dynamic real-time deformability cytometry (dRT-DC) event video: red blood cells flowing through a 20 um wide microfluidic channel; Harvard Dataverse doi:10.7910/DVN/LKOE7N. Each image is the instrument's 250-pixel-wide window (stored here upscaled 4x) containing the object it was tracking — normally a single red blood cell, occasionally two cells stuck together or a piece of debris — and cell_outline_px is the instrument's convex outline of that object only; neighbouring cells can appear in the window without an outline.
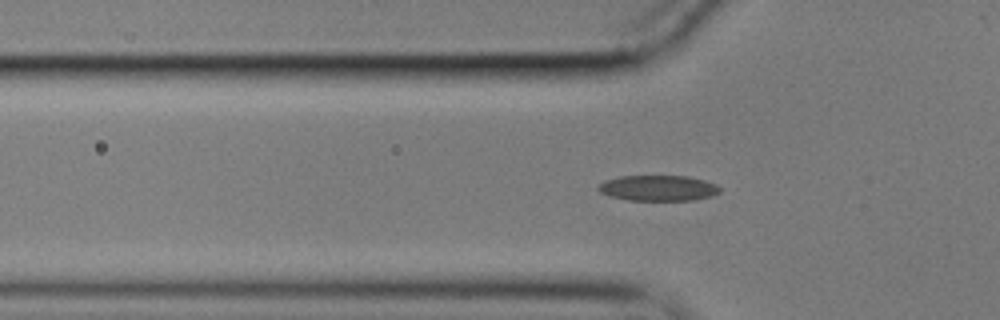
{"species": "common noctule bat (a hibernating species)", "species_latin": "Nyctalus noctula", "temperature_condition": "cold", "stored_images_in_passage": 53, "camera_frame_rate_fps": 3000, "um_per_image_px": 0.085, "animal": {"sex": "male", "body_mass_g": 17.9}, "frame": {"image": 1, "passage_image": 14, "time_ms": 4.333, "image_size_px": [1000, 320], "cell_outline_px": [[720, 192], [712, 196], [692, 200], [628, 200], [612, 196], [600, 192], [596, 188], [604, 180], [620, 176], [688, 176], [704, 180], [716, 184], [720, 188]], "centroid_in_image_um": [55.95, 15.98], "position_along_channel_um": 69.8, "area_um2": 18.09}}
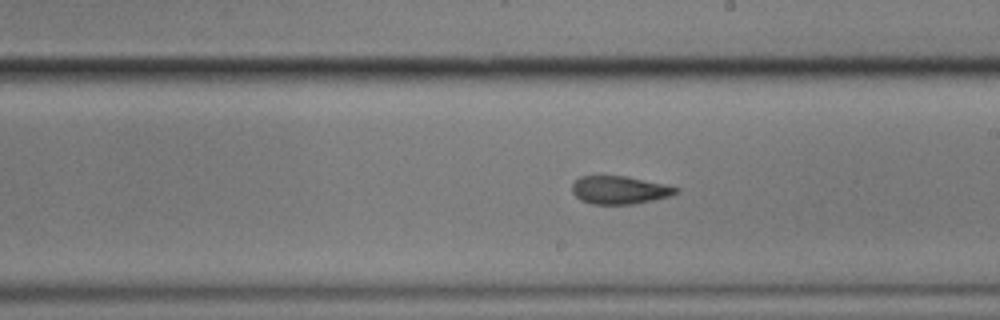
{"frame": {"image": 2, "passage_image": 28, "time_ms": 9.0, "image_size_px": [1000, 320], "cell_outline_px": [[680, 192], [668, 196], [652, 200], [632, 204], [592, 204], [580, 200], [572, 192], [572, 184], [580, 176], [600, 172], [624, 176], [668, 184], [680, 188]], "centroid_in_image_um": [52.62, 16.1], "position_along_channel_um": 236.4, "area_um2": 17.63}}
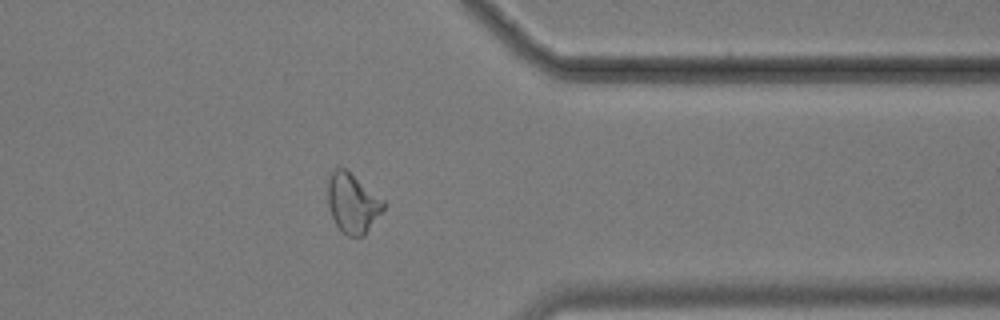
{"frame": {"image": 3, "passage_image": 41, "time_ms": 13.333, "image_size_px": [1000, 320], "cell_outline_px": [[388, 204], [364, 236], [348, 236], [336, 224], [332, 216], [328, 204], [328, 180], [332, 172], [336, 168], [344, 168], [384, 200]], "centroid_in_image_um": [30.0, 17.28], "position_along_channel_um": 381.4, "area_um2": 19.07}, "authors_computed_cell_mechanics": {"area_um2": 18.0914, "velocity_mm_per_s": 3.566, "shape_relaxation_time_tau1_ms": null, "shape_relaxation_time_tau2_ms": 2.8561, "deformation_change_tau1": null, "deformation_change_tau2": 0.0907}}